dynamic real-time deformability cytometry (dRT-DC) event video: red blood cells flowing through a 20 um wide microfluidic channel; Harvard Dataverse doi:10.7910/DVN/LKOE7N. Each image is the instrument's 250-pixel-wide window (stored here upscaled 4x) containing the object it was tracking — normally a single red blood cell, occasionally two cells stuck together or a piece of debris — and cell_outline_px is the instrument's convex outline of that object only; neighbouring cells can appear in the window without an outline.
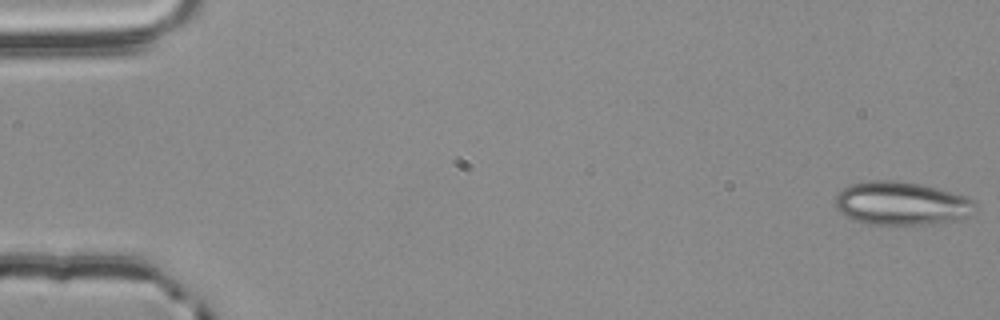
{"species": "common noctule bat (a hibernating species)", "species_latin": "Nyctalus noctula", "temperature_condition": "room temperature", "stored_images_in_passage": 55, "camera_frame_rate_fps": 3000, "um_per_image_px": 0.085, "animal": {"sex": "male", "body_mass_g": 20.4}, "frame": {"image": 1, "passage_image": 1, "time_ms": 0.0, "image_size_px": [1000, 320], "cell_outline_px": [[976, 208], [964, 216], [952, 220], [924, 224], [868, 224], [856, 220], [840, 212], [836, 208], [836, 196], [844, 188], [852, 184], [872, 180], [896, 180], [920, 184], [936, 188], [964, 196], [972, 200], [976, 204]], "centroid_in_image_um": [76.58, 17.27], "position_along_channel_um": 8.4, "area_um2": 34.56}}
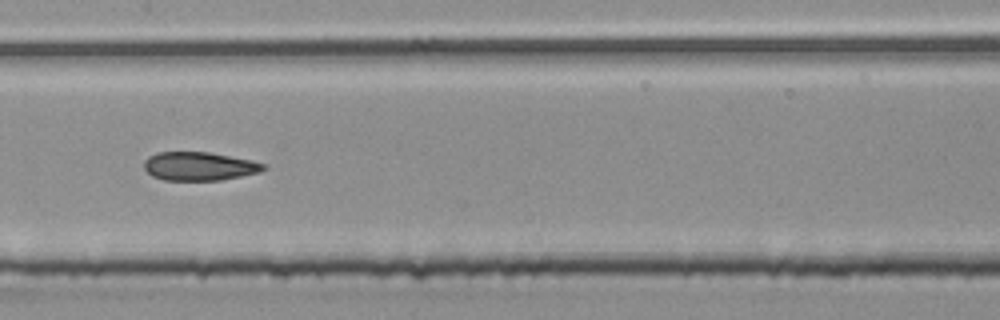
{"frame": {"image": 2, "passage_image": 28, "time_ms": 9.0, "image_size_px": [1000, 320], "cell_outline_px": [[268, 168], [260, 172], [220, 180], [164, 180], [152, 176], [144, 168], [144, 160], [148, 156], [156, 152], [208, 152], [252, 160], [268, 164]], "centroid_in_image_um": [16.95, 14.12], "position_along_channel_um": 190.4, "area_um2": 20.0}}
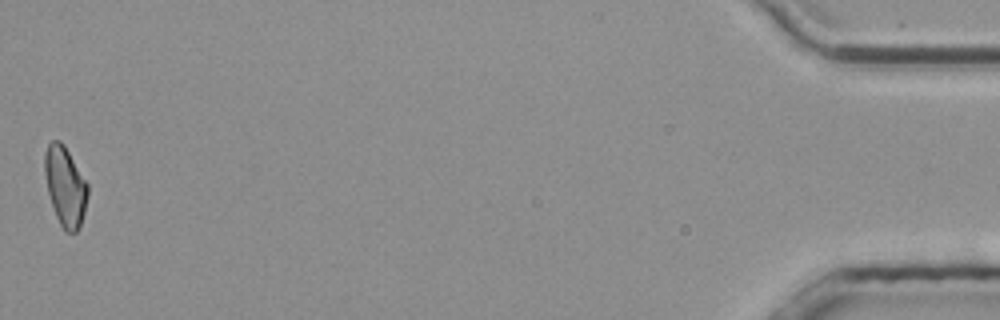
{"frame": {"image": 3, "passage_image": 55, "time_ms": 18.0, "image_size_px": [1000, 320], "cell_outline_px": [[88, 196], [80, 228], [76, 232], [64, 232], [56, 216], [48, 192], [44, 172], [44, 152], [48, 144], [52, 140], [60, 140], [64, 144], [88, 184]], "centroid_in_image_um": [5.54, 15.83], "position_along_channel_um": 429.7, "area_um2": 20.0}, "authors_computed_cell_mechanics": {"area_um2": 20.5768, "velocity_mm_per_s": 3.7884, "shape_relaxation_time_tau1_ms": null, "shape_relaxation_time_tau2_ms": 2.9793, "deformation_change_tau1": null, "deformation_change_tau2": 0.1105}}